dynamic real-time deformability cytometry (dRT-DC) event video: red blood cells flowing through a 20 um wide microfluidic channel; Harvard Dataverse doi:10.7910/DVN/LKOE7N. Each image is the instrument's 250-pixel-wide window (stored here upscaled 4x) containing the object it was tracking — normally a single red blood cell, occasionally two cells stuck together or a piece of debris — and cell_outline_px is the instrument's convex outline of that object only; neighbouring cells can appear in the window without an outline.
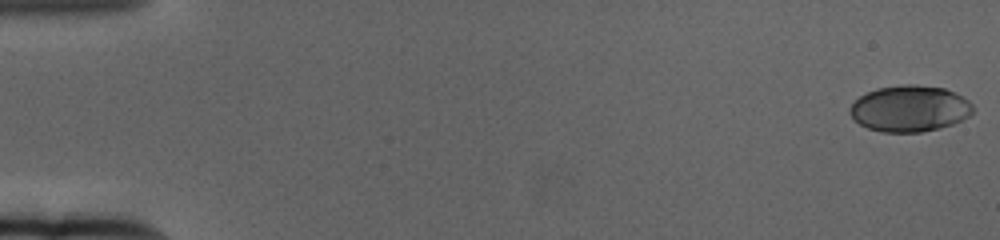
{"species": "human", "species_latin": "Homo sapiens", "temperature_condition": "cold", "stored_images_in_passage": 56, "camera_frame_rate_fps": 3000, "um_per_image_px": 0.085, "donor": {"sex": "female"}, "frame": {"image": 1, "passage_image": 1, "time_ms": 0.0, "image_size_px": [1000, 240], "cell_outline_px": [[972, 112], [968, 116], [952, 124], [940, 128], [920, 132], [880, 132], [868, 128], [852, 120], [848, 112], [848, 108], [860, 96], [876, 88], [904, 84], [916, 84], [944, 88], [956, 92], [968, 100], [972, 104]], "centroid_in_image_um": [77.29, 9.22], "position_along_channel_um": 7.7, "area_um2": 33.35}}
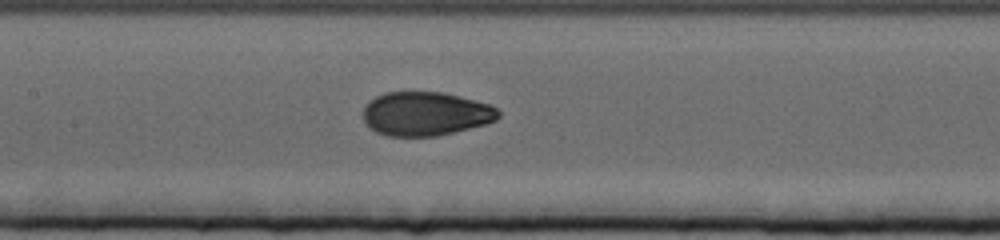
{"frame": {"image": 2, "passage_image": 30, "time_ms": 9.667, "image_size_px": [1000, 240], "cell_outline_px": [[500, 116], [496, 120], [488, 124], [436, 136], [388, 136], [376, 132], [368, 128], [364, 120], [364, 108], [368, 100], [384, 92], [444, 92], [460, 96], [488, 104], [496, 108], [500, 112]], "centroid_in_image_um": [36.16, 9.67], "position_along_channel_um": 171.2, "area_um2": 34.8}}
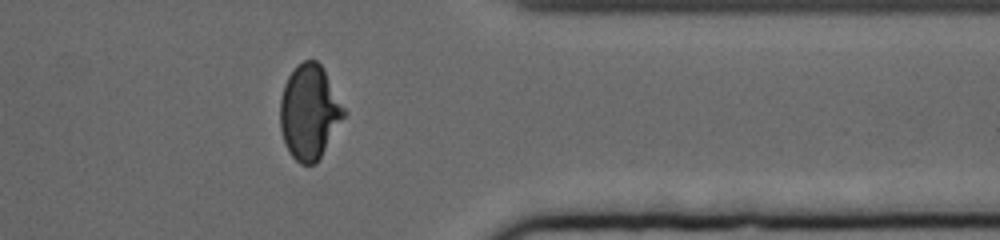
{"frame": {"image": 3, "passage_image": 50, "time_ms": 16.333, "image_size_px": [1000, 240], "cell_outline_px": [[348, 112], [316, 164], [300, 164], [288, 152], [280, 128], [280, 100], [284, 84], [288, 76], [296, 64], [304, 60], [316, 60], [324, 68]], "centroid_in_image_um": [26.32, 9.5], "position_along_channel_um": 385.1, "area_um2": 35.55}}